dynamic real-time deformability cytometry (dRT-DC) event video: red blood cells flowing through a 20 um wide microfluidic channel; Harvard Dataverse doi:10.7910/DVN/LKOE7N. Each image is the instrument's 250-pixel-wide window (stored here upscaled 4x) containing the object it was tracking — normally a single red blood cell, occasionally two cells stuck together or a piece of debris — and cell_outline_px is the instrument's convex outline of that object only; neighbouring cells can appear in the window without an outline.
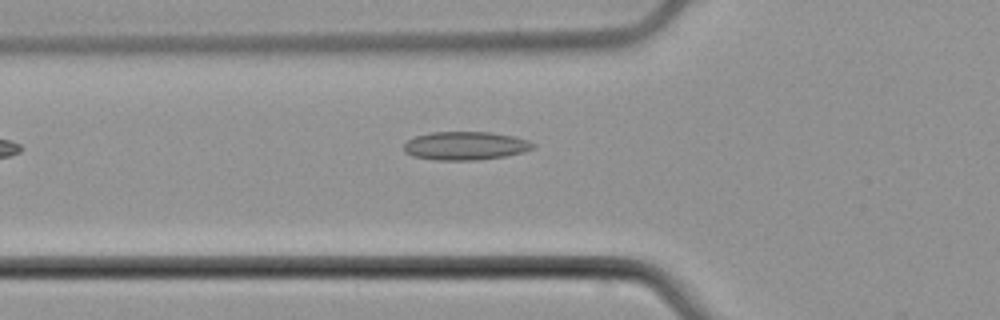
{"species": "common noctule bat (a hibernating species)", "species_latin": "Nyctalus noctula", "temperature_condition": "cold", "stored_images_in_passage": 6, "camera_frame_rate_fps": 3000, "um_per_image_px": 0.085, "animal": {"sex": "male", "body_mass_g": 21.5, "forearm_length_mm": 52.0}, "frame": {"image": 1, "passage_image": 6, "time_ms": 6.0, "image_size_px": [1000, 320], "cell_outline_px": [[536, 144], [532, 148], [524, 152], [504, 156], [480, 160], [436, 160], [412, 156], [404, 152], [404, 144], [408, 140], [416, 136], [432, 132], [492, 132], [512, 136], [528, 140]], "centroid_in_image_um": [39.55, 12.39], "position_along_channel_um": 86.2, "area_um2": 21.39}}